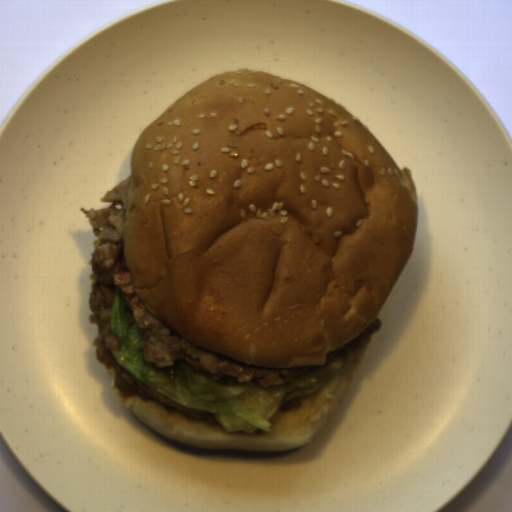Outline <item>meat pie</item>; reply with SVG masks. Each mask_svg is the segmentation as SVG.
Instances as JSON below:
<instances>
[{
	"instance_id": "1",
	"label": "meat pie",
	"mask_w": 512,
	"mask_h": 512,
	"mask_svg": "<svg viewBox=\"0 0 512 512\" xmlns=\"http://www.w3.org/2000/svg\"><path fill=\"white\" fill-rule=\"evenodd\" d=\"M131 175L126 177L99 201L111 202L108 208L90 210L79 208L92 226L98 239H94L90 260L88 303L92 311L88 324L96 325L98 334L91 343L95 357L107 370L115 371V387L123 398L138 396L145 401H157L175 409L177 414L213 427L223 428L216 414L191 409L175 402L161 392L134 378L116 360L122 343L113 333L111 314L115 289H119L126 305L127 324L143 332L142 354L154 368L174 365L184 360L192 369L215 382L224 377H235L241 383L258 378V384L271 389L291 383L295 378L313 372L336 361L363 343L373 333L381 330L383 322L377 318L354 340L327 353L324 365L296 368H259L210 351H207L175 332L147 304L138 299L128 264L125 259L123 236L128 207ZM224 429V428H223Z\"/></svg>"
}]
</instances>
